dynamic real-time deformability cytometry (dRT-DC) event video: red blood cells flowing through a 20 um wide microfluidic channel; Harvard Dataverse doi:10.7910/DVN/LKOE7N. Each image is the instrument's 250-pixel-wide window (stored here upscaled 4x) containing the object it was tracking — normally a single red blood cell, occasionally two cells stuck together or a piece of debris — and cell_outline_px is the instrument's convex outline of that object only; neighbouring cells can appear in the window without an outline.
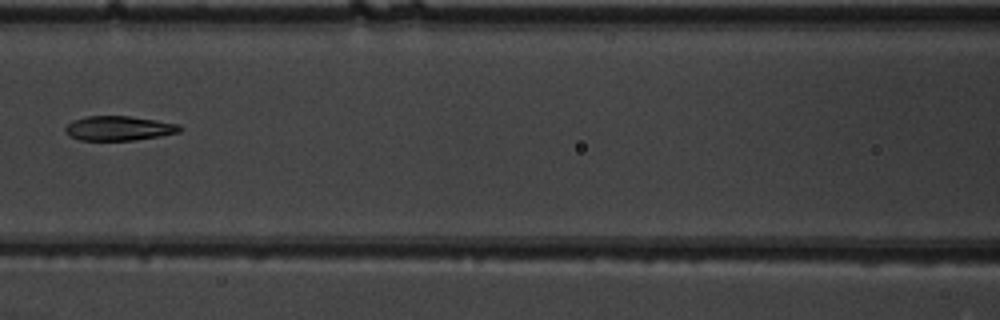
{"species": "common noctule bat (a hibernating species)", "species_latin": "Nyctalus noctula", "temperature_condition": "warm", "stored_images_in_passage": 5, "camera_frame_rate_fps": 3000, "um_per_image_px": 0.085, "animal": {"sex": "male", "body_mass_g": 19.5, "forearm_length_mm": 54.6}, "frame": {"image": 1, "passage_image": 4, "time_ms": 1.0, "image_size_px": [1000, 320], "cell_outline_px": [[184, 128], [180, 132], [160, 136], [132, 140], [80, 140], [64, 132], [64, 128], [72, 120], [84, 116], [128, 116], [156, 120], [180, 124]], "centroid_in_image_um": [10.12, 10.89], "position_along_channel_um": 156.5, "area_um2": 16.42}}
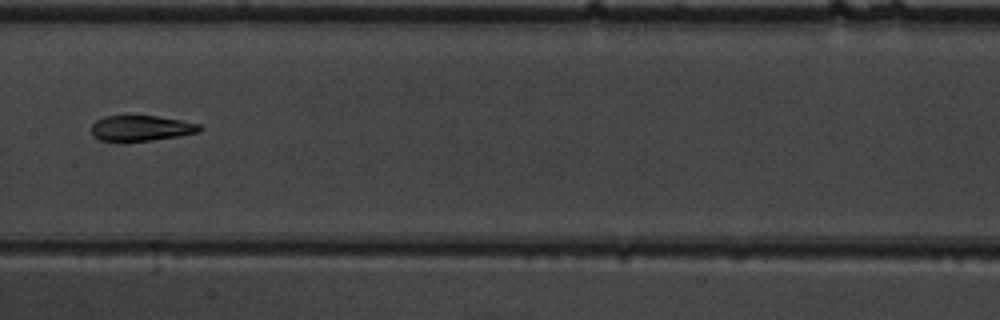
{"frame": {"image": 2, "passage_image": 5, "time_ms": 1.333, "image_size_px": [1000, 320], "cell_outline_px": [[204, 128], [200, 132], [180, 136], [124, 144], [100, 140], [92, 132], [92, 124], [96, 120], [104, 116], [156, 116], [180, 120], [200, 124]], "centroid_in_image_um": [12.0, 10.93], "position_along_channel_um": 195.4, "area_um2": 16.59}}